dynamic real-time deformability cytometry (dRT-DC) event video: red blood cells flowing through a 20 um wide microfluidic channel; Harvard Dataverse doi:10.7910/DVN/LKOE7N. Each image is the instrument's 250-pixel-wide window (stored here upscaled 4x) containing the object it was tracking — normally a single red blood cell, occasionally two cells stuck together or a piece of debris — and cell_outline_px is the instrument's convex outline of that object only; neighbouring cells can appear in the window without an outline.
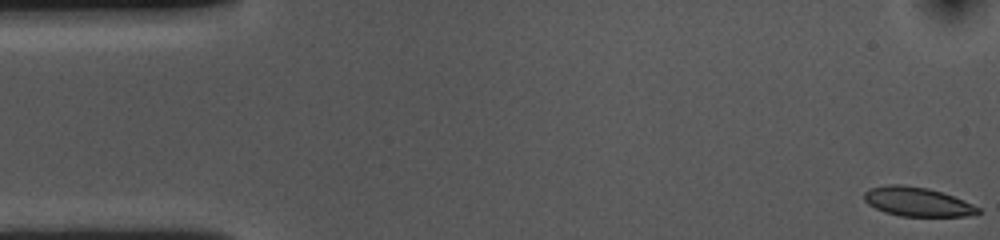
{"species": "common noctule bat (a hibernating species)", "species_latin": "Nyctalus noctula", "temperature_condition": "cold", "stored_images_in_passage": 55, "camera_frame_rate_fps": 3000, "um_per_image_px": 0.085, "animal": {"sex": "female", "body_mass_g": 10.0, "forearm_length_mm": 53.1}, "frame": {"image": 1, "passage_image": 1, "time_ms": 0.0, "image_size_px": [1000, 240], "cell_outline_px": [[980, 212], [968, 216], [900, 216], [884, 212], [868, 204], [864, 200], [864, 192], [868, 188], [888, 184], [904, 184], [928, 188], [964, 200], [980, 208]], "centroid_in_image_um": [77.93, 17.14], "position_along_channel_um": 7.1, "area_um2": 19.36}}
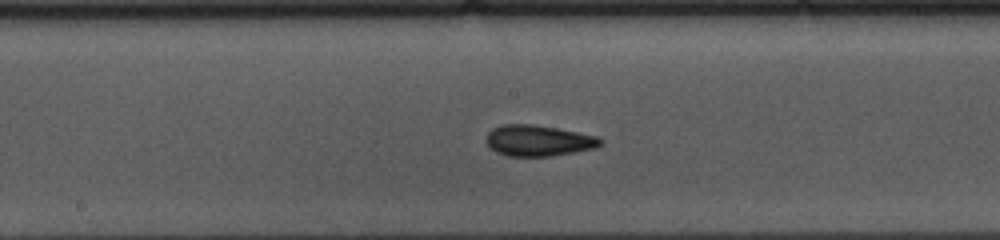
{"frame": {"image": 2, "passage_image": 27, "time_ms": 8.667, "image_size_px": [1000, 240], "cell_outline_px": [[604, 144], [596, 148], [576, 152], [552, 156], [508, 156], [496, 152], [488, 144], [488, 132], [492, 128], [500, 124], [532, 124], [556, 128], [600, 136], [604, 140]], "centroid_in_image_um": [45.84, 11.95], "position_along_channel_um": 202.4, "area_um2": 20.81}}
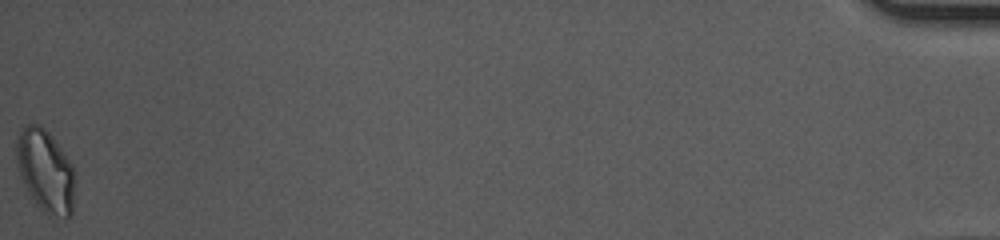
{"frame": {"image": 3, "passage_image": 55, "time_ms": 18.0, "image_size_px": [1000, 240], "cell_outline_px": [[76, 184], [72, 212], [64, 220], [52, 220], [36, 204], [28, 192], [24, 184], [20, 172], [16, 156], [16, 144], [20, 128], [24, 124], [40, 124], [52, 136], [72, 164], [76, 180]], "centroid_in_image_um": [3.9, 14.58], "position_along_channel_um": 431.3, "area_um2": 28.73}, "authors_computed_cell_mechanics": {"area_um2": 20.23, "velocity_mm_per_s": 3.584, "shape_relaxation_time_tau1_ms": 3.3132, "shape_relaxation_time_tau2_ms": 1.8708, "deformation_change_tau1": 0.1262, "deformation_change_tau2": 0.0684}}